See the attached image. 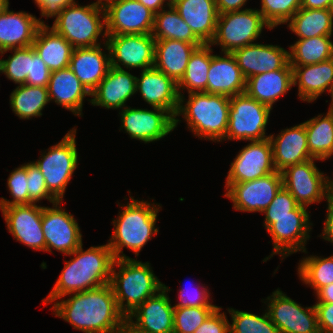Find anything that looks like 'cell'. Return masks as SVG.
Segmentation results:
<instances>
[{"instance_id":"cell-40","label":"cell","mask_w":333,"mask_h":333,"mask_svg":"<svg viewBox=\"0 0 333 333\" xmlns=\"http://www.w3.org/2000/svg\"><path fill=\"white\" fill-rule=\"evenodd\" d=\"M299 279L316 293L321 287L333 283V255L329 257L306 256L299 260Z\"/></svg>"},{"instance_id":"cell-25","label":"cell","mask_w":333,"mask_h":333,"mask_svg":"<svg viewBox=\"0 0 333 333\" xmlns=\"http://www.w3.org/2000/svg\"><path fill=\"white\" fill-rule=\"evenodd\" d=\"M272 146L273 163L276 171L313 159L310 155L304 123L282 129L274 136L269 135Z\"/></svg>"},{"instance_id":"cell-5","label":"cell","mask_w":333,"mask_h":333,"mask_svg":"<svg viewBox=\"0 0 333 333\" xmlns=\"http://www.w3.org/2000/svg\"><path fill=\"white\" fill-rule=\"evenodd\" d=\"M149 262L133 258L115 259L110 285L119 310L127 317L148 298L156 295L164 285L155 276ZM116 267L119 269L116 271Z\"/></svg>"},{"instance_id":"cell-33","label":"cell","mask_w":333,"mask_h":333,"mask_svg":"<svg viewBox=\"0 0 333 333\" xmlns=\"http://www.w3.org/2000/svg\"><path fill=\"white\" fill-rule=\"evenodd\" d=\"M32 46L51 72L70 66L74 48L46 23L38 29Z\"/></svg>"},{"instance_id":"cell-1","label":"cell","mask_w":333,"mask_h":333,"mask_svg":"<svg viewBox=\"0 0 333 333\" xmlns=\"http://www.w3.org/2000/svg\"><path fill=\"white\" fill-rule=\"evenodd\" d=\"M69 298L54 302L51 310L83 333H115L126 317L118 308L110 284L83 292L69 294Z\"/></svg>"},{"instance_id":"cell-6","label":"cell","mask_w":333,"mask_h":333,"mask_svg":"<svg viewBox=\"0 0 333 333\" xmlns=\"http://www.w3.org/2000/svg\"><path fill=\"white\" fill-rule=\"evenodd\" d=\"M54 17L51 28L74 49L100 45L99 36L107 39L105 11L101 1L83 6L75 1L52 18Z\"/></svg>"},{"instance_id":"cell-59","label":"cell","mask_w":333,"mask_h":333,"mask_svg":"<svg viewBox=\"0 0 333 333\" xmlns=\"http://www.w3.org/2000/svg\"><path fill=\"white\" fill-rule=\"evenodd\" d=\"M328 93L331 96V103H330V107L328 108L327 112L333 114V84L330 86Z\"/></svg>"},{"instance_id":"cell-7","label":"cell","mask_w":333,"mask_h":333,"mask_svg":"<svg viewBox=\"0 0 333 333\" xmlns=\"http://www.w3.org/2000/svg\"><path fill=\"white\" fill-rule=\"evenodd\" d=\"M76 131L73 127L60 142L41 153L38 160L32 161L43 174L48 191L58 201H63L67 185L78 167Z\"/></svg>"},{"instance_id":"cell-4","label":"cell","mask_w":333,"mask_h":333,"mask_svg":"<svg viewBox=\"0 0 333 333\" xmlns=\"http://www.w3.org/2000/svg\"><path fill=\"white\" fill-rule=\"evenodd\" d=\"M229 108L230 97L226 95L192 92L188 94L186 101L182 94L179 96V106L174 117V128L181 121L177 117L182 116L190 132L199 139L225 141Z\"/></svg>"},{"instance_id":"cell-45","label":"cell","mask_w":333,"mask_h":333,"mask_svg":"<svg viewBox=\"0 0 333 333\" xmlns=\"http://www.w3.org/2000/svg\"><path fill=\"white\" fill-rule=\"evenodd\" d=\"M301 1L302 0H261V8L257 10L273 29L278 25L286 24L301 8Z\"/></svg>"},{"instance_id":"cell-26","label":"cell","mask_w":333,"mask_h":333,"mask_svg":"<svg viewBox=\"0 0 333 333\" xmlns=\"http://www.w3.org/2000/svg\"><path fill=\"white\" fill-rule=\"evenodd\" d=\"M102 45L75 48L72 51L70 68L87 90L92 93L106 76L111 67L109 48L106 40Z\"/></svg>"},{"instance_id":"cell-54","label":"cell","mask_w":333,"mask_h":333,"mask_svg":"<svg viewBox=\"0 0 333 333\" xmlns=\"http://www.w3.org/2000/svg\"><path fill=\"white\" fill-rule=\"evenodd\" d=\"M247 1L248 0H215L219 14L248 9L243 8L246 6L245 4Z\"/></svg>"},{"instance_id":"cell-24","label":"cell","mask_w":333,"mask_h":333,"mask_svg":"<svg viewBox=\"0 0 333 333\" xmlns=\"http://www.w3.org/2000/svg\"><path fill=\"white\" fill-rule=\"evenodd\" d=\"M136 78L125 69L110 67L106 76L91 93L88 101L93 106L122 110L127 101L136 94Z\"/></svg>"},{"instance_id":"cell-34","label":"cell","mask_w":333,"mask_h":333,"mask_svg":"<svg viewBox=\"0 0 333 333\" xmlns=\"http://www.w3.org/2000/svg\"><path fill=\"white\" fill-rule=\"evenodd\" d=\"M286 24L299 39L333 35L330 9H305L301 7Z\"/></svg>"},{"instance_id":"cell-60","label":"cell","mask_w":333,"mask_h":333,"mask_svg":"<svg viewBox=\"0 0 333 333\" xmlns=\"http://www.w3.org/2000/svg\"><path fill=\"white\" fill-rule=\"evenodd\" d=\"M9 4V0H0V13L5 9Z\"/></svg>"},{"instance_id":"cell-2","label":"cell","mask_w":333,"mask_h":333,"mask_svg":"<svg viewBox=\"0 0 333 333\" xmlns=\"http://www.w3.org/2000/svg\"><path fill=\"white\" fill-rule=\"evenodd\" d=\"M65 260V266L49 295L42 299L44 305L51 304L69 294L83 292L110 283L114 256L108 243L91 246L83 250V243Z\"/></svg>"},{"instance_id":"cell-46","label":"cell","mask_w":333,"mask_h":333,"mask_svg":"<svg viewBox=\"0 0 333 333\" xmlns=\"http://www.w3.org/2000/svg\"><path fill=\"white\" fill-rule=\"evenodd\" d=\"M6 184L13 199L7 200L4 197H1L0 207L30 204L26 163L22 164L21 166L15 168L14 170H12V172H10Z\"/></svg>"},{"instance_id":"cell-3","label":"cell","mask_w":333,"mask_h":333,"mask_svg":"<svg viewBox=\"0 0 333 333\" xmlns=\"http://www.w3.org/2000/svg\"><path fill=\"white\" fill-rule=\"evenodd\" d=\"M118 206H121L122 211H119L116 220H112L114 230L108 246L115 259L131 258L123 253L125 247L137 257L146 243L159 232L155 225L162 207L160 203L136 200L133 196H130L126 205L118 203Z\"/></svg>"},{"instance_id":"cell-15","label":"cell","mask_w":333,"mask_h":333,"mask_svg":"<svg viewBox=\"0 0 333 333\" xmlns=\"http://www.w3.org/2000/svg\"><path fill=\"white\" fill-rule=\"evenodd\" d=\"M124 107L119 111L121 126L131 139L150 143L159 141L170 134L174 128V117L166 110L154 108Z\"/></svg>"},{"instance_id":"cell-29","label":"cell","mask_w":333,"mask_h":333,"mask_svg":"<svg viewBox=\"0 0 333 333\" xmlns=\"http://www.w3.org/2000/svg\"><path fill=\"white\" fill-rule=\"evenodd\" d=\"M293 86V69L288 62L282 69L261 73L246 79L245 93L273 109L280 97Z\"/></svg>"},{"instance_id":"cell-18","label":"cell","mask_w":333,"mask_h":333,"mask_svg":"<svg viewBox=\"0 0 333 333\" xmlns=\"http://www.w3.org/2000/svg\"><path fill=\"white\" fill-rule=\"evenodd\" d=\"M0 210L8 232L16 241L33 250L46 252L40 204L0 207Z\"/></svg>"},{"instance_id":"cell-52","label":"cell","mask_w":333,"mask_h":333,"mask_svg":"<svg viewBox=\"0 0 333 333\" xmlns=\"http://www.w3.org/2000/svg\"><path fill=\"white\" fill-rule=\"evenodd\" d=\"M76 0H43L37 7L41 10V18L53 17L57 12L74 3Z\"/></svg>"},{"instance_id":"cell-19","label":"cell","mask_w":333,"mask_h":333,"mask_svg":"<svg viewBox=\"0 0 333 333\" xmlns=\"http://www.w3.org/2000/svg\"><path fill=\"white\" fill-rule=\"evenodd\" d=\"M311 216H283L272 217V225L266 230L273 242V251L268 257L263 259L266 262L273 255H279L285 259L293 253L306 251L307 240L310 237V231L313 224L310 221Z\"/></svg>"},{"instance_id":"cell-62","label":"cell","mask_w":333,"mask_h":333,"mask_svg":"<svg viewBox=\"0 0 333 333\" xmlns=\"http://www.w3.org/2000/svg\"><path fill=\"white\" fill-rule=\"evenodd\" d=\"M43 0H34L36 6H38Z\"/></svg>"},{"instance_id":"cell-16","label":"cell","mask_w":333,"mask_h":333,"mask_svg":"<svg viewBox=\"0 0 333 333\" xmlns=\"http://www.w3.org/2000/svg\"><path fill=\"white\" fill-rule=\"evenodd\" d=\"M107 35L151 34L154 13L137 0H105Z\"/></svg>"},{"instance_id":"cell-41","label":"cell","mask_w":333,"mask_h":333,"mask_svg":"<svg viewBox=\"0 0 333 333\" xmlns=\"http://www.w3.org/2000/svg\"><path fill=\"white\" fill-rule=\"evenodd\" d=\"M227 311L232 320L229 333H279L266 309L261 316L234 308H227Z\"/></svg>"},{"instance_id":"cell-30","label":"cell","mask_w":333,"mask_h":333,"mask_svg":"<svg viewBox=\"0 0 333 333\" xmlns=\"http://www.w3.org/2000/svg\"><path fill=\"white\" fill-rule=\"evenodd\" d=\"M173 7L194 34L204 44H210L219 16L215 0H177Z\"/></svg>"},{"instance_id":"cell-39","label":"cell","mask_w":333,"mask_h":333,"mask_svg":"<svg viewBox=\"0 0 333 333\" xmlns=\"http://www.w3.org/2000/svg\"><path fill=\"white\" fill-rule=\"evenodd\" d=\"M332 36L297 39L289 46L290 66L316 64L333 58Z\"/></svg>"},{"instance_id":"cell-50","label":"cell","mask_w":333,"mask_h":333,"mask_svg":"<svg viewBox=\"0 0 333 333\" xmlns=\"http://www.w3.org/2000/svg\"><path fill=\"white\" fill-rule=\"evenodd\" d=\"M218 307L194 333H229V320L226 313Z\"/></svg>"},{"instance_id":"cell-37","label":"cell","mask_w":333,"mask_h":333,"mask_svg":"<svg viewBox=\"0 0 333 333\" xmlns=\"http://www.w3.org/2000/svg\"><path fill=\"white\" fill-rule=\"evenodd\" d=\"M210 44L197 47L191 54L184 76L177 83L179 96L185 89L187 93L206 92L208 70L214 55ZM212 53V54H211Z\"/></svg>"},{"instance_id":"cell-48","label":"cell","mask_w":333,"mask_h":333,"mask_svg":"<svg viewBox=\"0 0 333 333\" xmlns=\"http://www.w3.org/2000/svg\"><path fill=\"white\" fill-rule=\"evenodd\" d=\"M201 287V288H200ZM195 288V290H193ZM192 290L191 288H180L179 294V301L175 307H200V306H216L210 302L211 292L207 289L205 285L198 286V288L194 287Z\"/></svg>"},{"instance_id":"cell-57","label":"cell","mask_w":333,"mask_h":333,"mask_svg":"<svg viewBox=\"0 0 333 333\" xmlns=\"http://www.w3.org/2000/svg\"><path fill=\"white\" fill-rule=\"evenodd\" d=\"M316 302L333 303V283L321 287L316 293Z\"/></svg>"},{"instance_id":"cell-28","label":"cell","mask_w":333,"mask_h":333,"mask_svg":"<svg viewBox=\"0 0 333 333\" xmlns=\"http://www.w3.org/2000/svg\"><path fill=\"white\" fill-rule=\"evenodd\" d=\"M47 89L50 102L53 101L75 116L82 117L84 99L91 96V93L70 67L51 72Z\"/></svg>"},{"instance_id":"cell-42","label":"cell","mask_w":333,"mask_h":333,"mask_svg":"<svg viewBox=\"0 0 333 333\" xmlns=\"http://www.w3.org/2000/svg\"><path fill=\"white\" fill-rule=\"evenodd\" d=\"M14 52L7 59L0 58V73L15 84L23 85L26 82L27 75L30 72L32 46L26 48L9 49L0 52V56H4L6 52Z\"/></svg>"},{"instance_id":"cell-58","label":"cell","mask_w":333,"mask_h":333,"mask_svg":"<svg viewBox=\"0 0 333 333\" xmlns=\"http://www.w3.org/2000/svg\"><path fill=\"white\" fill-rule=\"evenodd\" d=\"M137 1L142 3L154 14L158 13L161 9H164L165 7L168 8V6H170V4L166 0H137Z\"/></svg>"},{"instance_id":"cell-32","label":"cell","mask_w":333,"mask_h":333,"mask_svg":"<svg viewBox=\"0 0 333 333\" xmlns=\"http://www.w3.org/2000/svg\"><path fill=\"white\" fill-rule=\"evenodd\" d=\"M202 45L171 39L155 40L154 67L178 83L184 76L191 54Z\"/></svg>"},{"instance_id":"cell-10","label":"cell","mask_w":333,"mask_h":333,"mask_svg":"<svg viewBox=\"0 0 333 333\" xmlns=\"http://www.w3.org/2000/svg\"><path fill=\"white\" fill-rule=\"evenodd\" d=\"M317 160L313 158L281 171L283 187L305 207L320 203L333 191V180L319 170L315 164Z\"/></svg>"},{"instance_id":"cell-63","label":"cell","mask_w":333,"mask_h":333,"mask_svg":"<svg viewBox=\"0 0 333 333\" xmlns=\"http://www.w3.org/2000/svg\"><path fill=\"white\" fill-rule=\"evenodd\" d=\"M330 10H331L332 21H333V4L331 5V8H330Z\"/></svg>"},{"instance_id":"cell-9","label":"cell","mask_w":333,"mask_h":333,"mask_svg":"<svg viewBox=\"0 0 333 333\" xmlns=\"http://www.w3.org/2000/svg\"><path fill=\"white\" fill-rule=\"evenodd\" d=\"M272 108L260 103L246 93L230 97L226 140H264Z\"/></svg>"},{"instance_id":"cell-44","label":"cell","mask_w":333,"mask_h":333,"mask_svg":"<svg viewBox=\"0 0 333 333\" xmlns=\"http://www.w3.org/2000/svg\"><path fill=\"white\" fill-rule=\"evenodd\" d=\"M218 307H175L173 333H194Z\"/></svg>"},{"instance_id":"cell-27","label":"cell","mask_w":333,"mask_h":333,"mask_svg":"<svg viewBox=\"0 0 333 333\" xmlns=\"http://www.w3.org/2000/svg\"><path fill=\"white\" fill-rule=\"evenodd\" d=\"M213 55L208 70L206 93L235 96L245 93L246 79L232 53Z\"/></svg>"},{"instance_id":"cell-47","label":"cell","mask_w":333,"mask_h":333,"mask_svg":"<svg viewBox=\"0 0 333 333\" xmlns=\"http://www.w3.org/2000/svg\"><path fill=\"white\" fill-rule=\"evenodd\" d=\"M26 173L28 179V193L30 204H36L41 200L47 199L50 203L58 200L48 191L46 182L41 171L33 162L26 163Z\"/></svg>"},{"instance_id":"cell-61","label":"cell","mask_w":333,"mask_h":333,"mask_svg":"<svg viewBox=\"0 0 333 333\" xmlns=\"http://www.w3.org/2000/svg\"><path fill=\"white\" fill-rule=\"evenodd\" d=\"M170 5H173L177 0H166Z\"/></svg>"},{"instance_id":"cell-22","label":"cell","mask_w":333,"mask_h":333,"mask_svg":"<svg viewBox=\"0 0 333 333\" xmlns=\"http://www.w3.org/2000/svg\"><path fill=\"white\" fill-rule=\"evenodd\" d=\"M169 291L170 288L164 285L162 290L145 300L127 317L149 333H173L175 306L171 305Z\"/></svg>"},{"instance_id":"cell-55","label":"cell","mask_w":333,"mask_h":333,"mask_svg":"<svg viewBox=\"0 0 333 333\" xmlns=\"http://www.w3.org/2000/svg\"><path fill=\"white\" fill-rule=\"evenodd\" d=\"M115 333H149L139 328L135 323L132 322L128 317H125Z\"/></svg>"},{"instance_id":"cell-12","label":"cell","mask_w":333,"mask_h":333,"mask_svg":"<svg viewBox=\"0 0 333 333\" xmlns=\"http://www.w3.org/2000/svg\"><path fill=\"white\" fill-rule=\"evenodd\" d=\"M111 67L117 69L154 67L155 38L152 34L107 35ZM123 66V67H122Z\"/></svg>"},{"instance_id":"cell-43","label":"cell","mask_w":333,"mask_h":333,"mask_svg":"<svg viewBox=\"0 0 333 333\" xmlns=\"http://www.w3.org/2000/svg\"><path fill=\"white\" fill-rule=\"evenodd\" d=\"M262 213L265 214L263 226L266 230L272 225V217L310 216L308 207L299 205L284 187L278 191L273 201Z\"/></svg>"},{"instance_id":"cell-31","label":"cell","mask_w":333,"mask_h":333,"mask_svg":"<svg viewBox=\"0 0 333 333\" xmlns=\"http://www.w3.org/2000/svg\"><path fill=\"white\" fill-rule=\"evenodd\" d=\"M291 67L293 86H298L297 94L304 102L312 103L333 84V58L316 64Z\"/></svg>"},{"instance_id":"cell-21","label":"cell","mask_w":333,"mask_h":333,"mask_svg":"<svg viewBox=\"0 0 333 333\" xmlns=\"http://www.w3.org/2000/svg\"><path fill=\"white\" fill-rule=\"evenodd\" d=\"M245 79L282 69L289 62L288 51L279 45L252 43L232 52Z\"/></svg>"},{"instance_id":"cell-13","label":"cell","mask_w":333,"mask_h":333,"mask_svg":"<svg viewBox=\"0 0 333 333\" xmlns=\"http://www.w3.org/2000/svg\"><path fill=\"white\" fill-rule=\"evenodd\" d=\"M62 201L52 203V207L42 206V228L46 241V252L52 249L71 254L82 244V234L73 214L61 207Z\"/></svg>"},{"instance_id":"cell-20","label":"cell","mask_w":333,"mask_h":333,"mask_svg":"<svg viewBox=\"0 0 333 333\" xmlns=\"http://www.w3.org/2000/svg\"><path fill=\"white\" fill-rule=\"evenodd\" d=\"M151 107L164 109L175 117L179 106L177 83L155 67L144 69L136 78V93Z\"/></svg>"},{"instance_id":"cell-53","label":"cell","mask_w":333,"mask_h":333,"mask_svg":"<svg viewBox=\"0 0 333 333\" xmlns=\"http://www.w3.org/2000/svg\"><path fill=\"white\" fill-rule=\"evenodd\" d=\"M327 213L324 221L323 231L320 235L322 239L333 244V191L328 195Z\"/></svg>"},{"instance_id":"cell-49","label":"cell","mask_w":333,"mask_h":333,"mask_svg":"<svg viewBox=\"0 0 333 333\" xmlns=\"http://www.w3.org/2000/svg\"><path fill=\"white\" fill-rule=\"evenodd\" d=\"M51 71L41 59L32 46V58L30 72L27 75L25 84L29 86L47 87Z\"/></svg>"},{"instance_id":"cell-36","label":"cell","mask_w":333,"mask_h":333,"mask_svg":"<svg viewBox=\"0 0 333 333\" xmlns=\"http://www.w3.org/2000/svg\"><path fill=\"white\" fill-rule=\"evenodd\" d=\"M152 36L155 40H180L191 44H204L182 19L173 5L154 14Z\"/></svg>"},{"instance_id":"cell-35","label":"cell","mask_w":333,"mask_h":333,"mask_svg":"<svg viewBox=\"0 0 333 333\" xmlns=\"http://www.w3.org/2000/svg\"><path fill=\"white\" fill-rule=\"evenodd\" d=\"M320 114L304 123L308 149L314 159L324 161L333 156V114Z\"/></svg>"},{"instance_id":"cell-56","label":"cell","mask_w":333,"mask_h":333,"mask_svg":"<svg viewBox=\"0 0 333 333\" xmlns=\"http://www.w3.org/2000/svg\"><path fill=\"white\" fill-rule=\"evenodd\" d=\"M333 0H302L301 7L305 9H330Z\"/></svg>"},{"instance_id":"cell-38","label":"cell","mask_w":333,"mask_h":333,"mask_svg":"<svg viewBox=\"0 0 333 333\" xmlns=\"http://www.w3.org/2000/svg\"><path fill=\"white\" fill-rule=\"evenodd\" d=\"M10 107L21 120L42 116L44 107L50 103L47 87L18 85L10 94Z\"/></svg>"},{"instance_id":"cell-8","label":"cell","mask_w":333,"mask_h":333,"mask_svg":"<svg viewBox=\"0 0 333 333\" xmlns=\"http://www.w3.org/2000/svg\"><path fill=\"white\" fill-rule=\"evenodd\" d=\"M265 27L272 30L256 8L222 13L218 16L216 33L210 45H220L221 53H232L255 43Z\"/></svg>"},{"instance_id":"cell-11","label":"cell","mask_w":333,"mask_h":333,"mask_svg":"<svg viewBox=\"0 0 333 333\" xmlns=\"http://www.w3.org/2000/svg\"><path fill=\"white\" fill-rule=\"evenodd\" d=\"M263 300L279 333H320L314 305L303 307L279 288Z\"/></svg>"},{"instance_id":"cell-17","label":"cell","mask_w":333,"mask_h":333,"mask_svg":"<svg viewBox=\"0 0 333 333\" xmlns=\"http://www.w3.org/2000/svg\"><path fill=\"white\" fill-rule=\"evenodd\" d=\"M249 142L231 162L226 183H242L276 172L269 138Z\"/></svg>"},{"instance_id":"cell-14","label":"cell","mask_w":333,"mask_h":333,"mask_svg":"<svg viewBox=\"0 0 333 333\" xmlns=\"http://www.w3.org/2000/svg\"><path fill=\"white\" fill-rule=\"evenodd\" d=\"M283 187L281 172H273L255 180L226 183L225 197L233 202V209L262 213Z\"/></svg>"},{"instance_id":"cell-51","label":"cell","mask_w":333,"mask_h":333,"mask_svg":"<svg viewBox=\"0 0 333 333\" xmlns=\"http://www.w3.org/2000/svg\"><path fill=\"white\" fill-rule=\"evenodd\" d=\"M320 333H333V303L315 302Z\"/></svg>"},{"instance_id":"cell-23","label":"cell","mask_w":333,"mask_h":333,"mask_svg":"<svg viewBox=\"0 0 333 333\" xmlns=\"http://www.w3.org/2000/svg\"><path fill=\"white\" fill-rule=\"evenodd\" d=\"M8 4L0 13V52L32 46L44 20L25 11L9 10Z\"/></svg>"}]
</instances>
